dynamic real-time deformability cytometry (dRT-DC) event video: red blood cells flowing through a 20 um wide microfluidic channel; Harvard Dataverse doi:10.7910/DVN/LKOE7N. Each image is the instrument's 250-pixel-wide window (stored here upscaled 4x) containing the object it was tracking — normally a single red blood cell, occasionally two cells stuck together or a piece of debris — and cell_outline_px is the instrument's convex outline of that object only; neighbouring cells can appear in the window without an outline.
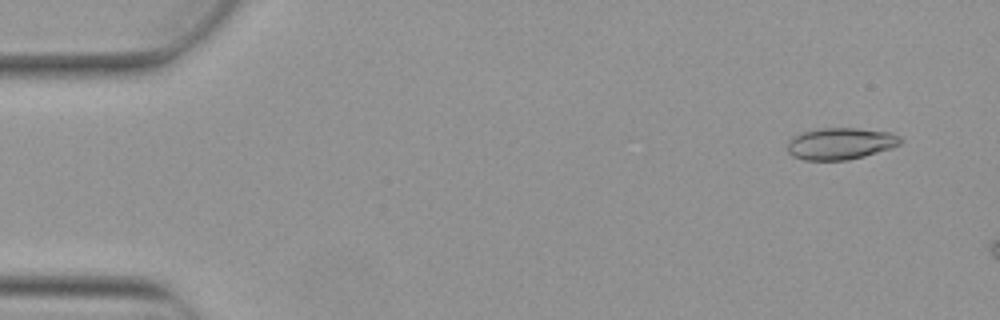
{"species": "Egyptian fruit bat (a non-hibernating species)", "species_latin": "Rousettus aegyptiacus", "temperature_condition": "warm", "stored_images_in_passage": 4, "camera_frame_rate_fps": 3000, "um_per_image_px": 0.085, "animal": {"sex": "female"}, "frame": {"image": 1, "passage_image": 1, "time_ms": 0.0, "image_size_px": [1000, 320], "cell_outline_px": [[904, 140], [900, 144], [892, 148], [864, 156], [848, 160], [804, 160], [792, 156], [788, 152], [788, 140], [792, 136], [800, 132], [816, 128], [856, 128], [888, 132], [900, 136]], "centroid_in_image_um": [71.42, 12.2], "position_along_channel_um": 13.6, "area_um2": 21.15}}